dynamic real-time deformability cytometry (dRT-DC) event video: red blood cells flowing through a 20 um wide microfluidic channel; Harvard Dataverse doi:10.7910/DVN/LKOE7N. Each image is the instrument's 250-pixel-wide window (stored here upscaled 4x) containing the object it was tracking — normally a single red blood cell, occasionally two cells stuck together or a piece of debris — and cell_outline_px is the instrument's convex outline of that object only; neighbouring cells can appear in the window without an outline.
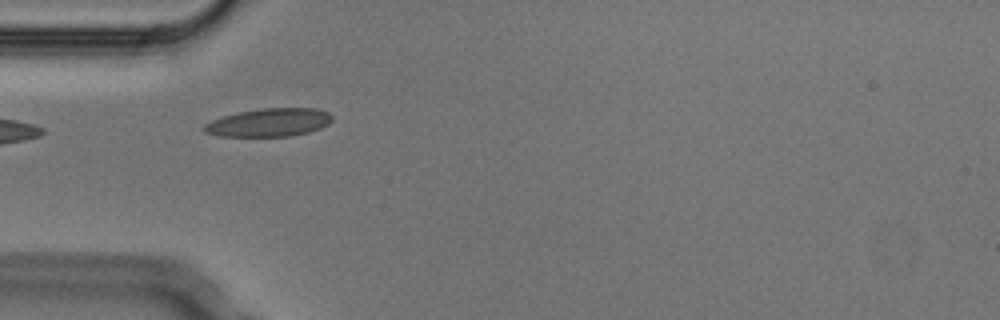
{"species": "Egyptian fruit bat (a non-hibernating species)", "species_latin": "Rousettus aegyptiacus", "temperature_condition": "cold", "stored_images_in_passage": 7, "camera_frame_rate_fps": 3000, "um_per_image_px": 0.085, "animal": {"sex": "male"}, "frame": {"image": 1, "passage_image": 3, "time_ms": 0.667, "image_size_px": [1000, 320], "cell_outline_px": [[332, 120], [328, 124], [320, 128], [308, 132], [292, 136], [220, 136], [204, 132], [200, 128], [204, 124], [212, 120], [224, 116], [240, 112], [260, 108], [316, 108], [328, 112], [332, 116]], "centroid_in_image_um": [22.86, 10.41], "position_along_channel_um": 62.1, "area_um2": 21.04}}
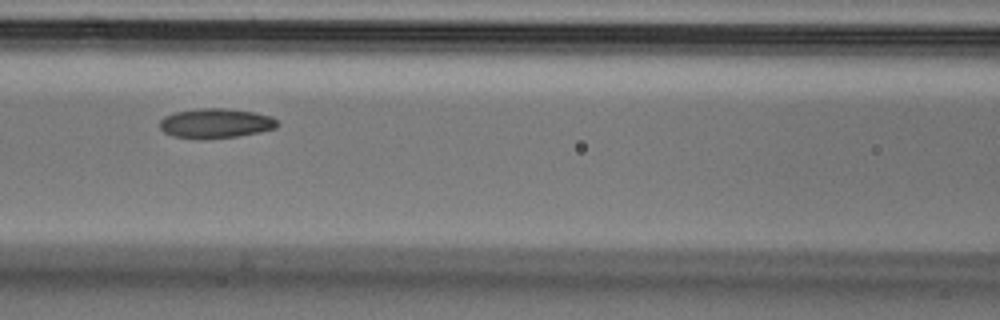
{"frame": {"image": 2, "passage_image": 5, "time_ms": 1.333, "image_size_px": [1000, 320], "cell_outline_px": [[280, 124], [276, 128], [260, 132], [240, 136], [172, 136], [164, 132], [160, 128], [160, 120], [164, 116], [176, 112], [200, 108], [228, 108], [252, 112], [272, 116]], "centroid_in_image_um": [18.38, 10.43], "position_along_channel_um": 148.2, "area_um2": 19.65}}
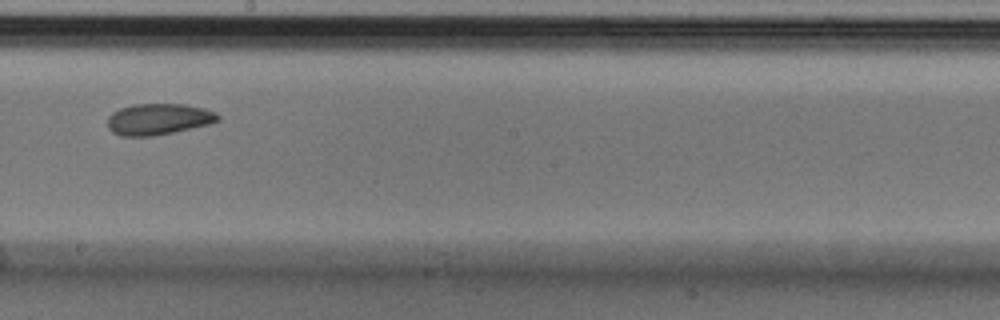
{"frame": {"image": 3, "passage_image": 7, "time_ms": 2.0, "image_size_px": [1000, 320], "cell_outline_px": [[220, 120], [208, 124], [156, 136], [120, 136], [112, 132], [108, 128], [108, 116], [112, 112], [120, 108], [132, 104], [184, 104], [204, 108], [216, 112], [220, 116]], "centroid_in_image_um": [13.45, 10.13], "position_along_channel_um": 234.7, "area_um2": 20.23}}